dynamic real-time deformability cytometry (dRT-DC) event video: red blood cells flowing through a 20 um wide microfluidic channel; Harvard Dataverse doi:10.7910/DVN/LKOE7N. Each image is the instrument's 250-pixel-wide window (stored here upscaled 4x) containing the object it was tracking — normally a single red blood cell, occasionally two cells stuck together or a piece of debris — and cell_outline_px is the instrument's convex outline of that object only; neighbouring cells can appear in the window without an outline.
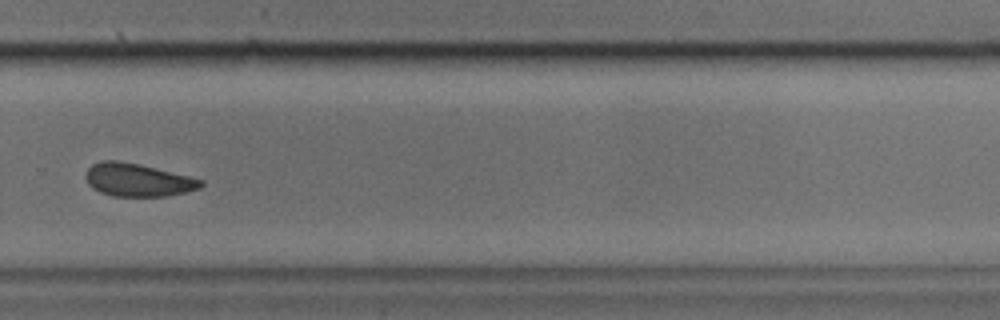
{"species": "common noctule bat (a hibernating species)", "species_latin": "Nyctalus noctula", "temperature_condition": "cold", "stored_images_in_passage": 32, "camera_frame_rate_fps": 3000, "um_per_image_px": 0.085, "animal": {"sex": "male", "body_mass_g": 17.9, "forearm_length_mm": 54.2}, "frame": {"image": 1, "passage_image": 23, "time_ms": 7.333, "image_size_px": [1000, 320], "cell_outline_px": [[204, 184], [200, 188], [184, 192], [164, 196], [112, 196], [100, 192], [92, 188], [88, 184], [84, 176], [88, 168], [92, 164], [104, 160], [120, 160], [140, 164], [204, 180]], "centroid_in_image_um": [11.67, 15.29], "position_along_channel_um": 318.1, "area_um2": 22.14}}